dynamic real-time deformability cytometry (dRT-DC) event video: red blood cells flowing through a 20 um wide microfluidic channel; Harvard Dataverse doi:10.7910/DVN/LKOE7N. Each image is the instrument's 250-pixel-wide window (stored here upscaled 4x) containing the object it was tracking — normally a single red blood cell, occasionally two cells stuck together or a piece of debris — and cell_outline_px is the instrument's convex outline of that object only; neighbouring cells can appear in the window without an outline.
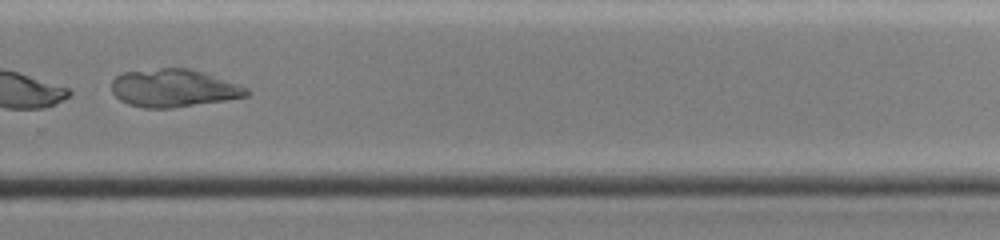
{"species": "common noctule bat (a hibernating species)", "species_latin": "Nyctalus noctula", "temperature_condition": "cold", "stored_images_in_passage": 46, "camera_frame_rate_fps": 3000, "um_per_image_px": 0.085, "animal": {"sex": "female", "body_mass_g": 19.0, "forearm_length_mm": 51.5}, "frame": {"image": 1, "passage_image": 33, "time_ms": 10.667, "image_size_px": [1000, 240], "cell_outline_px": [[252, 92], [248, 96], [224, 100], [172, 108], [144, 108], [128, 104], [120, 100], [112, 92], [112, 80], [116, 76], [124, 72], [160, 68], [188, 68], [248, 88]], "centroid_in_image_um": [14.72, 7.5], "position_along_channel_um": 315.1, "area_um2": 29.42}}